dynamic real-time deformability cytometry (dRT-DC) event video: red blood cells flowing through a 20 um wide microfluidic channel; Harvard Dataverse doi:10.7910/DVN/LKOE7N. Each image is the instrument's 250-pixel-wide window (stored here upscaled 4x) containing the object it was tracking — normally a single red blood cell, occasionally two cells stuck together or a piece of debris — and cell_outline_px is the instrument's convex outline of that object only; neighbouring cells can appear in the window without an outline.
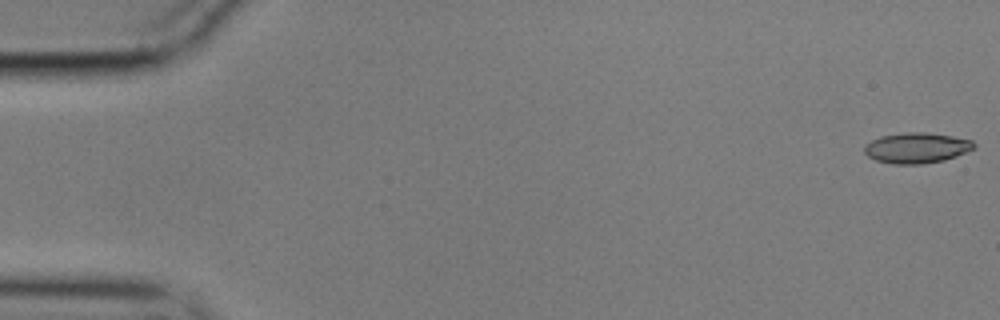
{"species": "common noctule bat (a hibernating species)", "species_latin": "Nyctalus noctula", "temperature_condition": "cold", "stored_images_in_passage": 57, "camera_frame_rate_fps": 3000, "um_per_image_px": 0.085, "animal": {"sex": "male", "body_mass_g": 17.9}, "frame": {"image": 1, "passage_image": 1, "time_ms": 0.0, "image_size_px": [1000, 320], "cell_outline_px": [[976, 148], [956, 156], [944, 160], [920, 164], [892, 164], [876, 160], [868, 156], [864, 152], [864, 144], [880, 136], [908, 132], [924, 132], [952, 136], [972, 140], [976, 144]], "centroid_in_image_um": [77.91, 12.57], "position_along_channel_um": 7.1, "area_um2": 19.54}}
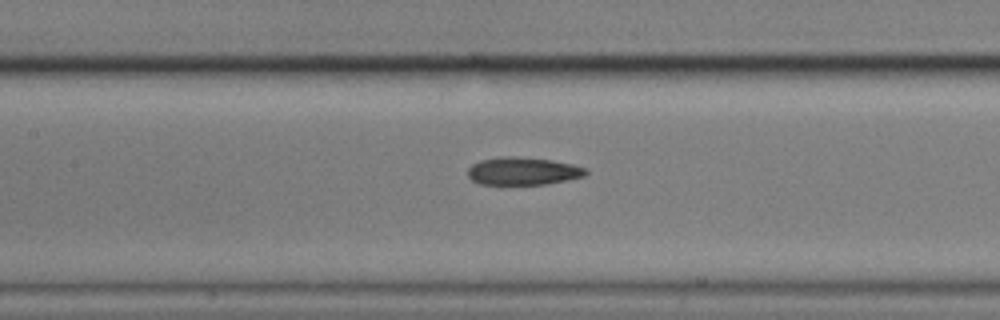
{"frame": {"image": 2, "passage_image": 26, "time_ms": 8.333, "image_size_px": [1000, 320], "cell_outline_px": [[588, 172], [584, 176], [568, 180], [544, 184], [480, 184], [472, 180], [468, 176], [468, 168], [472, 164], [480, 160], [500, 156], [512, 156], [552, 160], [572, 164], [588, 168]], "centroid_in_image_um": [44.45, 14.54], "position_along_channel_um": 162.9, "area_um2": 19.13}}
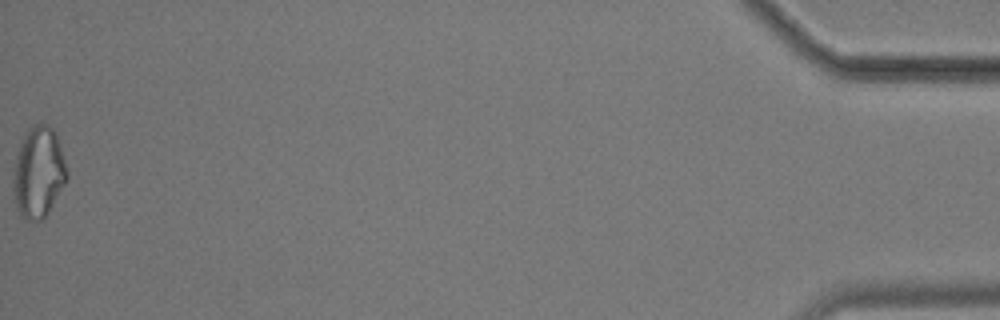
{"frame": {"image": 3, "passage_image": 57, "time_ms": 18.667, "image_size_px": [1000, 320], "cell_outline_px": [[68, 176], [64, 184], [48, 212], [40, 220], [28, 220], [20, 216], [16, 208], [12, 184], [12, 180], [16, 156], [24, 132], [28, 128], [36, 124], [48, 124], [56, 132], [68, 172]], "centroid_in_image_um": [3.25, 14.63], "position_along_channel_um": 431.9, "area_um2": 28.5}, "authors_computed_cell_mechanics": {"area_um2": 19.652, "velocity_mm_per_s": 3.5344, "shape_relaxation_time_tau1_ms": null, "shape_relaxation_time_tau2_ms": 10.0494, "deformation_change_tau1": null, "deformation_change_tau2": 0.1915}}